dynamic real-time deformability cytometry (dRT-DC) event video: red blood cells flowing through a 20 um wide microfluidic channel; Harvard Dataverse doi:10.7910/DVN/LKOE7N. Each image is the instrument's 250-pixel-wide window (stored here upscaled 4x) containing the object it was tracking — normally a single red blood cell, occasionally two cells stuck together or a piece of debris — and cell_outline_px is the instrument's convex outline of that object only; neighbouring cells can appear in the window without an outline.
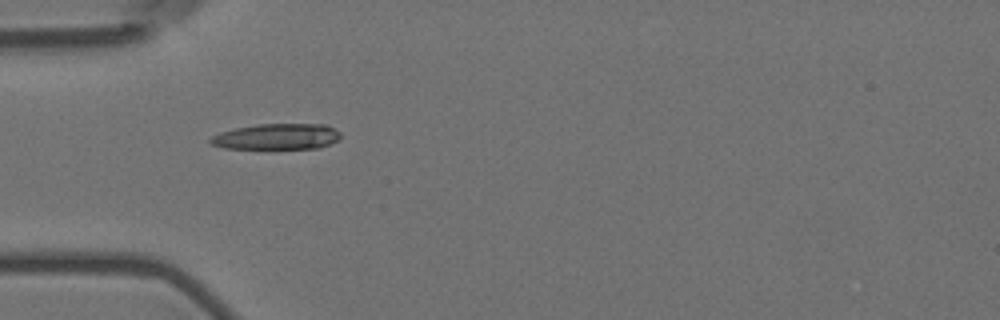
{"species": "Egyptian fruit bat (a non-hibernating species)", "species_latin": "Rousettus aegyptiacus", "temperature_condition": "room temperature", "stored_images_in_passage": 40, "camera_frame_rate_fps": 3000, "um_per_image_px": 0.085, "animal": {"sex": "female"}, "frame": {"image": 1, "passage_image": 1, "time_ms": 0.0, "image_size_px": [1000, 320], "cell_outline_px": [[340, 140], [320, 148], [224, 148], [208, 144], [208, 140], [212, 136], [220, 132], [236, 128], [256, 124], [328, 124], [340, 132]], "centroid_in_image_um": [23.55, 11.61], "position_along_channel_um": 61.5, "area_um2": 19.77}}
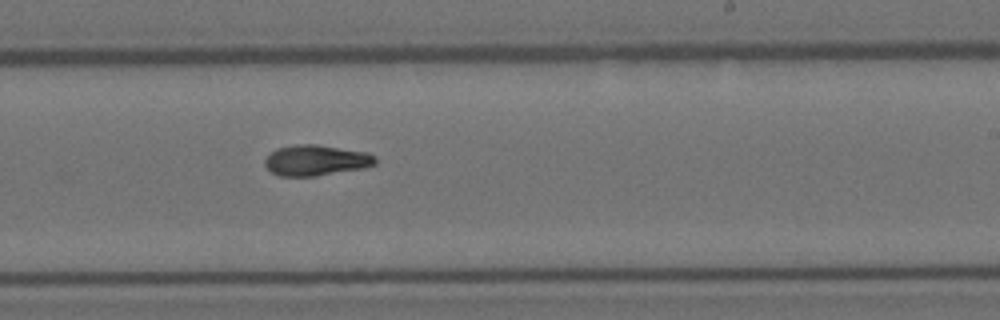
{"frame": {"image": 2, "passage_image": 18, "time_ms": 5.667, "image_size_px": [1000, 320], "cell_outline_px": [[376, 164], [364, 168], [316, 176], [280, 176], [272, 172], [264, 164], [264, 160], [276, 148], [296, 144], [316, 144], [368, 152], [376, 156]], "centroid_in_image_um": [26.88, 13.62], "position_along_channel_um": 262.1, "area_um2": 19.83}}
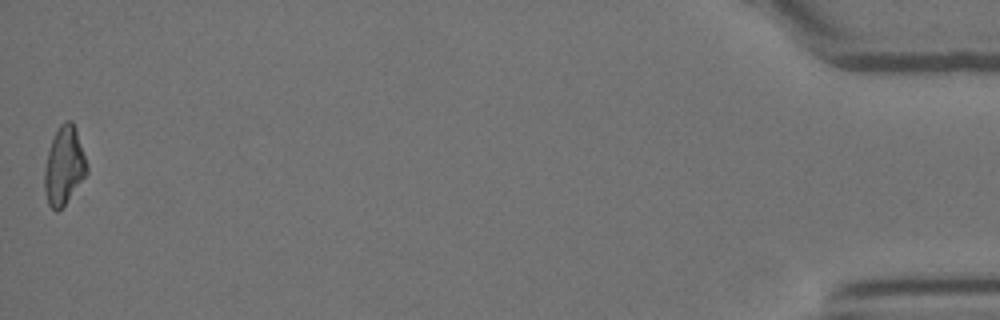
{"frame": {"image": 3, "passage_image": 40, "time_ms": 13.0, "image_size_px": [1000, 320], "cell_outline_px": [[88, 172], [64, 204], [56, 212], [48, 204], [44, 188], [44, 168], [48, 152], [52, 140], [60, 124], [64, 120], [72, 120], [76, 128], [88, 164]], "centroid_in_image_um": [5.45, 14.05], "position_along_channel_um": 429.7, "area_um2": 19.13}, "authors_computed_cell_mechanics": {"area_um2": 19.3341, "velocity_mm_per_s": 3.5772, "shape_relaxation_time_tau1_ms": null, "shape_relaxation_time_tau2_ms": 4.8608, "deformation_change_tau1": null, "deformation_change_tau2": 0.1229}}